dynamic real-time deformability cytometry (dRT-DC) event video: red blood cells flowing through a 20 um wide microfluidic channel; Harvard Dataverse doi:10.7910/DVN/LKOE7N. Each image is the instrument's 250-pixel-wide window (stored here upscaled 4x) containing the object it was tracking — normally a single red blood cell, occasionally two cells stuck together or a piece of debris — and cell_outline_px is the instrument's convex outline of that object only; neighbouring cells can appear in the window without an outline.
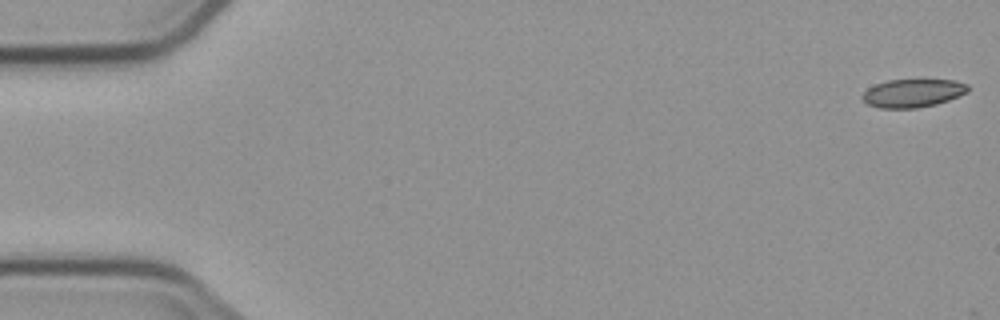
{"species": "common noctule bat (a hibernating species)", "species_latin": "Nyctalus noctula", "temperature_condition": "cold", "stored_images_in_passage": 5, "segment_of_instrument_passage": [2, 2], "camera_frame_rate_fps": 3000, "um_per_image_px": 0.085, "animal": {"sex": "male", "body_mass_g": 23.1, "forearm_length_mm": 52.7}, "frame": {"image": 1, "passage_image": 5, "time_ms": 5.0, "image_size_px": [1000, 320], "cell_outline_px": [[968, 92], [948, 100], [936, 104], [916, 108], [880, 108], [868, 104], [860, 96], [868, 88], [876, 84], [888, 80], [924, 76], [956, 80], [968, 84]], "centroid_in_image_um": [77.64, 7.85], "position_along_channel_um": 7.4, "area_um2": 18.26}}